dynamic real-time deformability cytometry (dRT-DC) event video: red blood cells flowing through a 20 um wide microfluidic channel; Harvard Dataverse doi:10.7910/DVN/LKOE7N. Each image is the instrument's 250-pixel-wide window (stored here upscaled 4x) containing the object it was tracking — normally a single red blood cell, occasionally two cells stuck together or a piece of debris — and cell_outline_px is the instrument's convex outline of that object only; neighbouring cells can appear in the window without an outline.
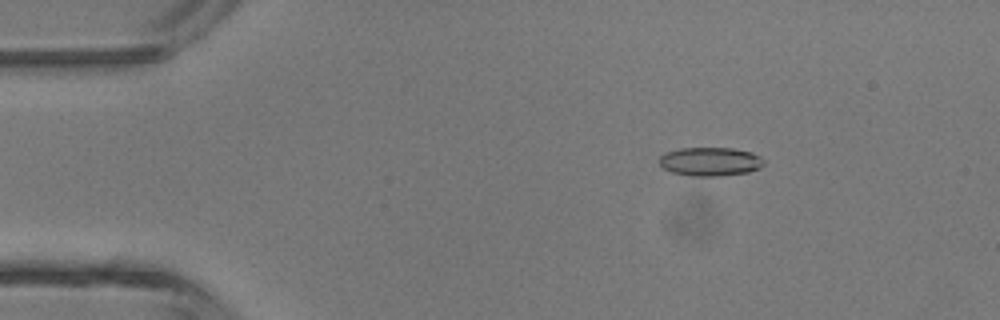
{"species": "common noctule bat (a hibernating species)", "species_latin": "Nyctalus noctula", "temperature_condition": "room temperature", "stored_images_in_passage": 4, "camera_frame_rate_fps": 3000, "um_per_image_px": 0.085, "animal": {"sex": "male", "body_mass_g": 13.3}, "frame": {"image": 1, "passage_image": 2, "time_ms": 1.0, "image_size_px": [1000, 320], "cell_outline_px": [[764, 164], [760, 168], [748, 172], [720, 176], [692, 176], [672, 172], [664, 168], [660, 164], [660, 156], [664, 152], [680, 148], [732, 148], [752, 152], [760, 156], [764, 160]], "centroid_in_image_um": [60.38, 13.73], "position_along_channel_um": 24.6, "area_um2": 17.57}}
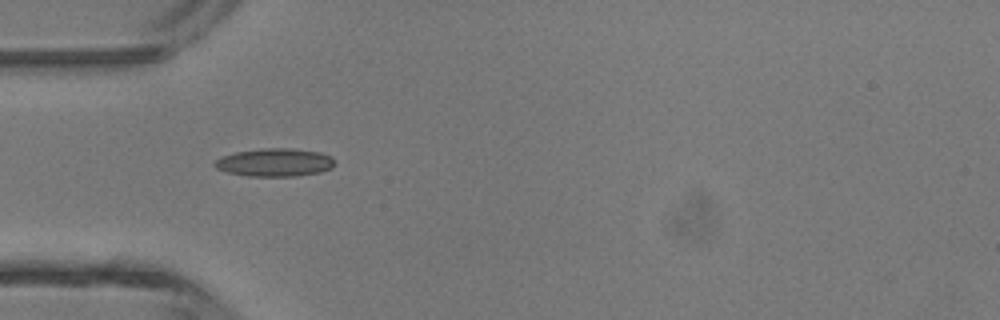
{"frame": {"image": 2, "passage_image": 4, "time_ms": 3.333, "image_size_px": [1000, 320], "cell_outline_px": [[332, 168], [320, 172], [296, 176], [248, 176], [228, 172], [216, 168], [212, 164], [220, 156], [236, 152], [260, 148], [292, 148], [320, 152], [332, 156]], "centroid_in_image_um": [23.33, 13.8], "position_along_channel_um": 61.7, "area_um2": 19.65}}